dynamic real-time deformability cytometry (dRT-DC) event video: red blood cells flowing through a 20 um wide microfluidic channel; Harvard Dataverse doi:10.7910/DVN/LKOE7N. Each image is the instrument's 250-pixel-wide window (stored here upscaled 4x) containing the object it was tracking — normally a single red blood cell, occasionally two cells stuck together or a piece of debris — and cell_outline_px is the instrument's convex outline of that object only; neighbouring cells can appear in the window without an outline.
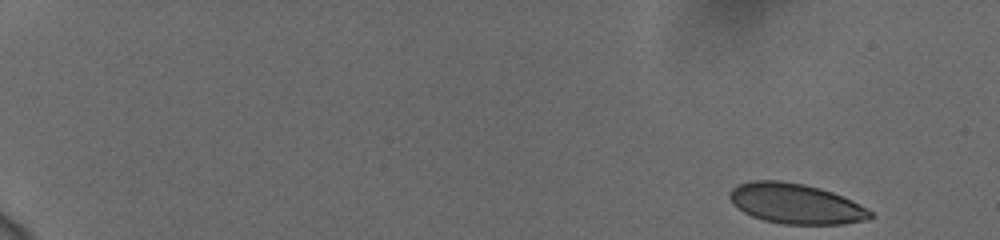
{"species": "human", "species_latin": "Homo sapiens", "temperature_condition": "cold", "stored_images_in_passage": 29, "camera_frame_rate_fps": 3000, "um_per_image_px": 0.085, "donor": {"sex": "female"}, "frame": {"image": 1, "passage_image": 1, "time_ms": 0.0, "image_size_px": [1000, 240], "cell_outline_px": [[872, 216], [868, 220], [844, 224], [784, 224], [764, 220], [752, 216], [744, 212], [732, 204], [728, 196], [728, 192], [732, 188], [740, 184], [752, 180], [780, 180], [804, 184], [820, 188], [832, 192], [852, 200], [872, 212]], "centroid_in_image_um": [67.61, 17.31], "position_along_channel_um": 17.4, "area_um2": 33.0}}
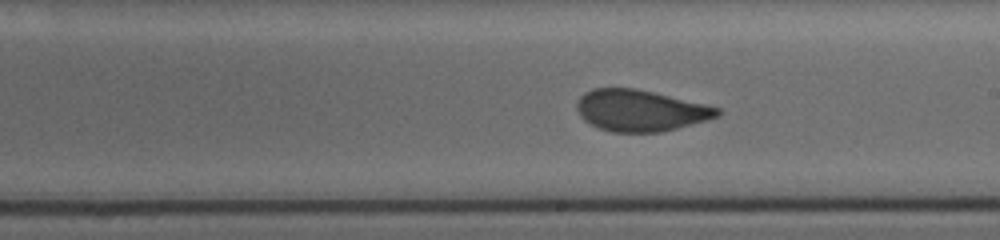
{"frame": {"image": 2, "passage_image": 13, "time_ms": 10.667, "image_size_px": [1000, 240], "cell_outline_px": [[724, 112], [720, 116], [708, 120], [660, 132], [612, 132], [600, 128], [584, 120], [580, 116], [576, 108], [576, 104], [580, 96], [584, 92], [592, 88], [636, 88], [704, 104], [720, 108]], "centroid_in_image_um": [54.43, 9.39], "position_along_channel_um": 234.6, "area_um2": 33.87}}
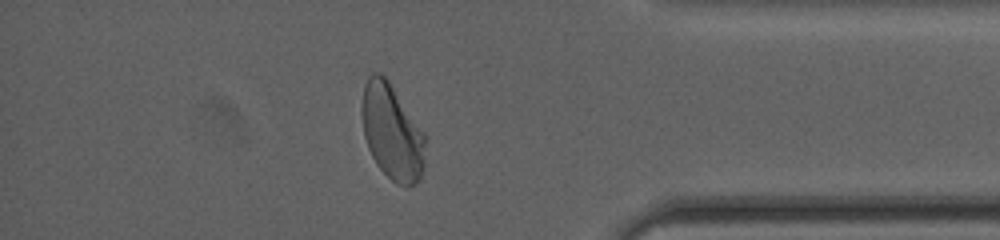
{"frame": {"image": 3, "passage_image": 25, "time_ms": 15.667, "image_size_px": [1000, 240], "cell_outline_px": [[424, 168], [420, 180], [416, 184], [396, 184], [376, 164], [368, 148], [364, 136], [360, 108], [364, 84], [368, 76], [372, 72], [376, 72], [384, 76], [388, 80], [424, 132]], "centroid_in_image_um": [33.29, 11.2], "position_along_channel_um": 401.9, "area_um2": 35.26}, "authors_computed_cell_mechanics": {"area_um2": 34.3332, "velocity_mm_per_s": 3.6733, "shape_relaxation_time_tau1_ms": 5.2956, "shape_relaxation_time_tau2_ms": null, "deformation_change_tau1": 0.1288, "deformation_change_tau2": null}}